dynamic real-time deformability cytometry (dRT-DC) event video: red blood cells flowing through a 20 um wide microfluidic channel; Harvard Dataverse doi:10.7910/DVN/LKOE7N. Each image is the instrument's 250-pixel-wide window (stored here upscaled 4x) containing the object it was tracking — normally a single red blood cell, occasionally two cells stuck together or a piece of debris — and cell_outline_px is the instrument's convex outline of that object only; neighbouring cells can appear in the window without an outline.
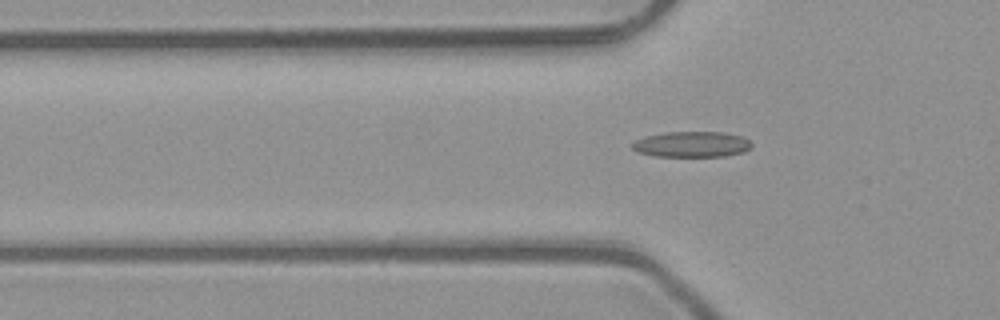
{"species": "common noctule bat (a hibernating species)", "species_latin": "Nyctalus noctula", "temperature_condition": "room temperature", "stored_images_in_passage": 6, "camera_frame_rate_fps": 3000, "um_per_image_px": 0.085, "animal": {"sex": "male", "body_mass_g": 23.1, "forearm_length_mm": 52.7}, "frame": {"image": 1, "passage_image": 6, "time_ms": 1.667, "image_size_px": [1000, 320], "cell_outline_px": [[752, 144], [744, 152], [724, 156], [656, 156], [640, 152], [632, 148], [632, 144], [636, 140], [648, 136], [668, 132], [724, 132], [744, 136]], "centroid_in_image_um": [58.85, 12.26], "position_along_channel_um": 67.0, "area_um2": 17.63}}